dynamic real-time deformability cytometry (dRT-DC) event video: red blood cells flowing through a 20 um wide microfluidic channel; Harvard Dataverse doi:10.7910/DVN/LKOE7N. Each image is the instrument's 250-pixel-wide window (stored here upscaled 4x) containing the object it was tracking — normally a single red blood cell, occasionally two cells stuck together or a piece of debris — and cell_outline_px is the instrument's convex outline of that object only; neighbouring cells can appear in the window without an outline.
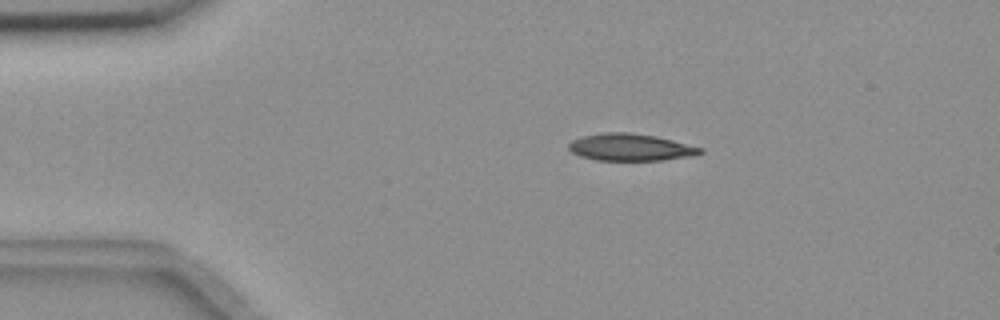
{"species": "common noctule bat (a hibernating species)", "species_latin": "Nyctalus noctula", "temperature_condition": "room temperature", "stored_images_in_passage": 46, "camera_frame_rate_fps": 3000, "um_per_image_px": 0.085, "animal": {"sex": "female", "body_mass_g": 18.4}, "frame": {"image": 1, "passage_image": 1, "time_ms": 0.0, "image_size_px": [1000, 320], "cell_outline_px": [[704, 152], [688, 156], [664, 160], [596, 160], [580, 156], [572, 152], [568, 148], [568, 144], [572, 140], [580, 136], [604, 132], [628, 132], [656, 136], [704, 148]], "centroid_in_image_um": [53.56, 12.51], "position_along_channel_um": 31.4, "area_um2": 20.75}}
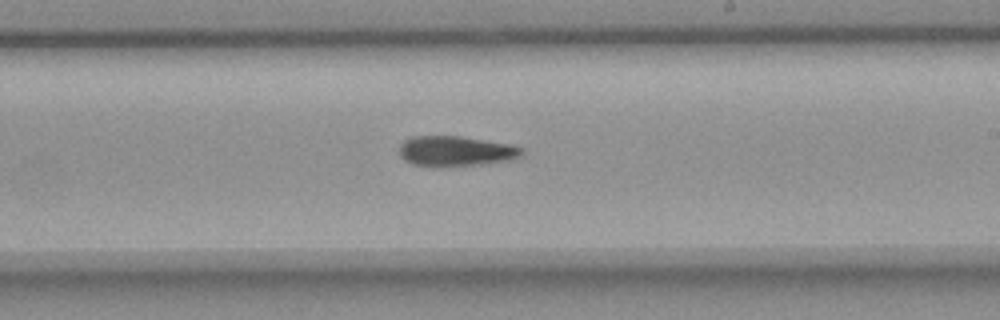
{"frame": {"image": 2, "passage_image": 23, "time_ms": 7.333, "image_size_px": [1000, 320], "cell_outline_px": [[524, 152], [520, 156], [508, 160], [480, 164], [444, 168], [432, 168], [412, 164], [404, 160], [400, 156], [400, 144], [404, 140], [412, 136], [460, 136], [508, 144], [520, 148]], "centroid_in_image_um": [38.65, 12.87], "position_along_channel_um": 250.4, "area_um2": 21.79}}
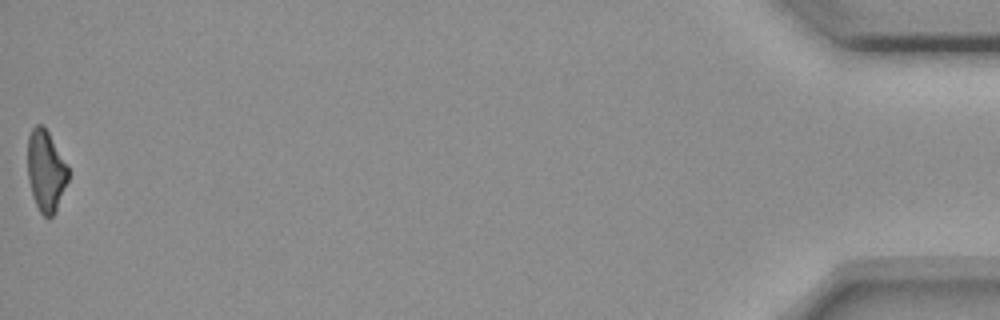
{"frame": {"image": 3, "passage_image": 46, "time_ms": 15.0, "image_size_px": [1000, 320], "cell_outline_px": [[68, 180], [56, 208], [52, 216], [48, 220], [40, 212], [32, 196], [28, 180], [28, 136], [32, 128], [36, 124], [40, 124], [48, 132], [68, 168]], "centroid_in_image_um": [3.87, 14.54], "position_along_channel_um": 431.3, "area_um2": 18.84}, "authors_computed_cell_mechanics": {"area_um2": 21.1837, "velocity_mm_per_s": 3.6493, "shape_relaxation_time_tau1_ms": 7.6562, "shape_relaxation_time_tau2_ms": null, "deformation_change_tau1": 0.196, "deformation_change_tau2": null}}